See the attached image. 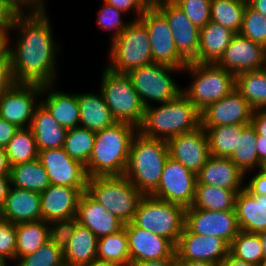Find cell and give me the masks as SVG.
Wrapping results in <instances>:
<instances>
[{"instance_id": "62", "label": "cell", "mask_w": 266, "mask_h": 266, "mask_svg": "<svg viewBox=\"0 0 266 266\" xmlns=\"http://www.w3.org/2000/svg\"><path fill=\"white\" fill-rule=\"evenodd\" d=\"M176 266H220L216 263L181 260L176 255Z\"/></svg>"}, {"instance_id": "1", "label": "cell", "mask_w": 266, "mask_h": 266, "mask_svg": "<svg viewBox=\"0 0 266 266\" xmlns=\"http://www.w3.org/2000/svg\"><path fill=\"white\" fill-rule=\"evenodd\" d=\"M48 19L46 12L23 13L16 17L9 28L11 31L15 28L20 31L14 48H10L17 83L55 85L59 45L54 43Z\"/></svg>"}, {"instance_id": "64", "label": "cell", "mask_w": 266, "mask_h": 266, "mask_svg": "<svg viewBox=\"0 0 266 266\" xmlns=\"http://www.w3.org/2000/svg\"><path fill=\"white\" fill-rule=\"evenodd\" d=\"M258 235L262 243L264 259H266V230L259 232Z\"/></svg>"}, {"instance_id": "8", "label": "cell", "mask_w": 266, "mask_h": 266, "mask_svg": "<svg viewBox=\"0 0 266 266\" xmlns=\"http://www.w3.org/2000/svg\"><path fill=\"white\" fill-rule=\"evenodd\" d=\"M99 91L117 122H126L137 128L142 125L145 106L126 74L113 72L106 65Z\"/></svg>"}, {"instance_id": "22", "label": "cell", "mask_w": 266, "mask_h": 266, "mask_svg": "<svg viewBox=\"0 0 266 266\" xmlns=\"http://www.w3.org/2000/svg\"><path fill=\"white\" fill-rule=\"evenodd\" d=\"M83 192H86V189L50 184L40 193L41 220L51 222L77 217L78 202Z\"/></svg>"}, {"instance_id": "59", "label": "cell", "mask_w": 266, "mask_h": 266, "mask_svg": "<svg viewBox=\"0 0 266 266\" xmlns=\"http://www.w3.org/2000/svg\"><path fill=\"white\" fill-rule=\"evenodd\" d=\"M10 186V176H0V209L5 203Z\"/></svg>"}, {"instance_id": "43", "label": "cell", "mask_w": 266, "mask_h": 266, "mask_svg": "<svg viewBox=\"0 0 266 266\" xmlns=\"http://www.w3.org/2000/svg\"><path fill=\"white\" fill-rule=\"evenodd\" d=\"M16 266H65L64 252L47 241L36 252L20 257Z\"/></svg>"}, {"instance_id": "19", "label": "cell", "mask_w": 266, "mask_h": 266, "mask_svg": "<svg viewBox=\"0 0 266 266\" xmlns=\"http://www.w3.org/2000/svg\"><path fill=\"white\" fill-rule=\"evenodd\" d=\"M217 65L235 76L266 67V48L236 33Z\"/></svg>"}, {"instance_id": "23", "label": "cell", "mask_w": 266, "mask_h": 266, "mask_svg": "<svg viewBox=\"0 0 266 266\" xmlns=\"http://www.w3.org/2000/svg\"><path fill=\"white\" fill-rule=\"evenodd\" d=\"M0 218L14 225L41 220L40 193L10 187L5 203L0 209Z\"/></svg>"}, {"instance_id": "49", "label": "cell", "mask_w": 266, "mask_h": 266, "mask_svg": "<svg viewBox=\"0 0 266 266\" xmlns=\"http://www.w3.org/2000/svg\"><path fill=\"white\" fill-rule=\"evenodd\" d=\"M109 5L117 8L124 13H129L130 10L135 11L136 13V20L140 19L142 14L152 5L150 0H104Z\"/></svg>"}, {"instance_id": "61", "label": "cell", "mask_w": 266, "mask_h": 266, "mask_svg": "<svg viewBox=\"0 0 266 266\" xmlns=\"http://www.w3.org/2000/svg\"><path fill=\"white\" fill-rule=\"evenodd\" d=\"M220 266H256V265L243 260H239L233 257L229 253V255L220 263Z\"/></svg>"}, {"instance_id": "48", "label": "cell", "mask_w": 266, "mask_h": 266, "mask_svg": "<svg viewBox=\"0 0 266 266\" xmlns=\"http://www.w3.org/2000/svg\"><path fill=\"white\" fill-rule=\"evenodd\" d=\"M16 225L0 218V265L7 266V259L16 260Z\"/></svg>"}, {"instance_id": "46", "label": "cell", "mask_w": 266, "mask_h": 266, "mask_svg": "<svg viewBox=\"0 0 266 266\" xmlns=\"http://www.w3.org/2000/svg\"><path fill=\"white\" fill-rule=\"evenodd\" d=\"M48 224H50L48 225L49 241L64 251L69 244L76 226L79 224L78 218L57 219L48 222Z\"/></svg>"}, {"instance_id": "58", "label": "cell", "mask_w": 266, "mask_h": 266, "mask_svg": "<svg viewBox=\"0 0 266 266\" xmlns=\"http://www.w3.org/2000/svg\"><path fill=\"white\" fill-rule=\"evenodd\" d=\"M256 150L258 153L259 169H260L261 165L264 162H266V137L265 136L257 135Z\"/></svg>"}, {"instance_id": "20", "label": "cell", "mask_w": 266, "mask_h": 266, "mask_svg": "<svg viewBox=\"0 0 266 266\" xmlns=\"http://www.w3.org/2000/svg\"><path fill=\"white\" fill-rule=\"evenodd\" d=\"M169 156L197 174L209 159L210 149L205 129L183 133L167 140Z\"/></svg>"}, {"instance_id": "6", "label": "cell", "mask_w": 266, "mask_h": 266, "mask_svg": "<svg viewBox=\"0 0 266 266\" xmlns=\"http://www.w3.org/2000/svg\"><path fill=\"white\" fill-rule=\"evenodd\" d=\"M183 70L189 72L193 80L182 93L200 112L236 88L235 75L217 64L189 62Z\"/></svg>"}, {"instance_id": "28", "label": "cell", "mask_w": 266, "mask_h": 266, "mask_svg": "<svg viewBox=\"0 0 266 266\" xmlns=\"http://www.w3.org/2000/svg\"><path fill=\"white\" fill-rule=\"evenodd\" d=\"M235 212L240 230L259 233L266 230V196L251 195L245 189L235 200Z\"/></svg>"}, {"instance_id": "12", "label": "cell", "mask_w": 266, "mask_h": 266, "mask_svg": "<svg viewBox=\"0 0 266 266\" xmlns=\"http://www.w3.org/2000/svg\"><path fill=\"white\" fill-rule=\"evenodd\" d=\"M196 184L197 174L169 156L160 183L151 196L186 209L193 204Z\"/></svg>"}, {"instance_id": "33", "label": "cell", "mask_w": 266, "mask_h": 266, "mask_svg": "<svg viewBox=\"0 0 266 266\" xmlns=\"http://www.w3.org/2000/svg\"><path fill=\"white\" fill-rule=\"evenodd\" d=\"M235 84L254 110H266V67L238 73Z\"/></svg>"}, {"instance_id": "27", "label": "cell", "mask_w": 266, "mask_h": 266, "mask_svg": "<svg viewBox=\"0 0 266 266\" xmlns=\"http://www.w3.org/2000/svg\"><path fill=\"white\" fill-rule=\"evenodd\" d=\"M236 33L209 21L200 29L197 57L192 62L217 64Z\"/></svg>"}, {"instance_id": "15", "label": "cell", "mask_w": 266, "mask_h": 266, "mask_svg": "<svg viewBox=\"0 0 266 266\" xmlns=\"http://www.w3.org/2000/svg\"><path fill=\"white\" fill-rule=\"evenodd\" d=\"M38 160L53 185L86 189L88 175L85 166L72 159L63 147L39 151Z\"/></svg>"}, {"instance_id": "9", "label": "cell", "mask_w": 266, "mask_h": 266, "mask_svg": "<svg viewBox=\"0 0 266 266\" xmlns=\"http://www.w3.org/2000/svg\"><path fill=\"white\" fill-rule=\"evenodd\" d=\"M132 222L137 227L167 238L176 246L185 226V208L144 195Z\"/></svg>"}, {"instance_id": "13", "label": "cell", "mask_w": 266, "mask_h": 266, "mask_svg": "<svg viewBox=\"0 0 266 266\" xmlns=\"http://www.w3.org/2000/svg\"><path fill=\"white\" fill-rule=\"evenodd\" d=\"M43 85L16 83L0 95V116L18 128H29L42 94ZM37 101V104L35 105Z\"/></svg>"}, {"instance_id": "47", "label": "cell", "mask_w": 266, "mask_h": 266, "mask_svg": "<svg viewBox=\"0 0 266 266\" xmlns=\"http://www.w3.org/2000/svg\"><path fill=\"white\" fill-rule=\"evenodd\" d=\"M122 14H124L123 11L118 10L106 2L103 3L102 8L98 12V17L96 19L97 24L100 28H102V30L114 31L112 40L116 39L129 25L130 21H127L128 23H124L122 20Z\"/></svg>"}, {"instance_id": "21", "label": "cell", "mask_w": 266, "mask_h": 266, "mask_svg": "<svg viewBox=\"0 0 266 266\" xmlns=\"http://www.w3.org/2000/svg\"><path fill=\"white\" fill-rule=\"evenodd\" d=\"M124 228L128 237L131 264L169 258L175 253V245L165 237L137 227L133 222L124 224Z\"/></svg>"}, {"instance_id": "67", "label": "cell", "mask_w": 266, "mask_h": 266, "mask_svg": "<svg viewBox=\"0 0 266 266\" xmlns=\"http://www.w3.org/2000/svg\"><path fill=\"white\" fill-rule=\"evenodd\" d=\"M257 266H266V259H263Z\"/></svg>"}, {"instance_id": "63", "label": "cell", "mask_w": 266, "mask_h": 266, "mask_svg": "<svg viewBox=\"0 0 266 266\" xmlns=\"http://www.w3.org/2000/svg\"><path fill=\"white\" fill-rule=\"evenodd\" d=\"M247 5L263 16H266V0H249Z\"/></svg>"}, {"instance_id": "42", "label": "cell", "mask_w": 266, "mask_h": 266, "mask_svg": "<svg viewBox=\"0 0 266 266\" xmlns=\"http://www.w3.org/2000/svg\"><path fill=\"white\" fill-rule=\"evenodd\" d=\"M229 253L256 266L264 259L262 243L258 233L240 230L229 246Z\"/></svg>"}, {"instance_id": "53", "label": "cell", "mask_w": 266, "mask_h": 266, "mask_svg": "<svg viewBox=\"0 0 266 266\" xmlns=\"http://www.w3.org/2000/svg\"><path fill=\"white\" fill-rule=\"evenodd\" d=\"M18 15L7 0H0V27L10 28Z\"/></svg>"}, {"instance_id": "68", "label": "cell", "mask_w": 266, "mask_h": 266, "mask_svg": "<svg viewBox=\"0 0 266 266\" xmlns=\"http://www.w3.org/2000/svg\"><path fill=\"white\" fill-rule=\"evenodd\" d=\"M240 1H243V2H245V3H248V2H249V0H240Z\"/></svg>"}, {"instance_id": "57", "label": "cell", "mask_w": 266, "mask_h": 266, "mask_svg": "<svg viewBox=\"0 0 266 266\" xmlns=\"http://www.w3.org/2000/svg\"><path fill=\"white\" fill-rule=\"evenodd\" d=\"M8 31H10L9 28L0 27V59H4L10 53Z\"/></svg>"}, {"instance_id": "34", "label": "cell", "mask_w": 266, "mask_h": 266, "mask_svg": "<svg viewBox=\"0 0 266 266\" xmlns=\"http://www.w3.org/2000/svg\"><path fill=\"white\" fill-rule=\"evenodd\" d=\"M241 190H228L207 184H196L192 208L211 211L235 210L237 193Z\"/></svg>"}, {"instance_id": "10", "label": "cell", "mask_w": 266, "mask_h": 266, "mask_svg": "<svg viewBox=\"0 0 266 266\" xmlns=\"http://www.w3.org/2000/svg\"><path fill=\"white\" fill-rule=\"evenodd\" d=\"M181 70L170 65L151 63L133 69L126 75L146 108L150 106L151 101L161 104L177 98L182 93V88L170 76L171 72Z\"/></svg>"}, {"instance_id": "29", "label": "cell", "mask_w": 266, "mask_h": 266, "mask_svg": "<svg viewBox=\"0 0 266 266\" xmlns=\"http://www.w3.org/2000/svg\"><path fill=\"white\" fill-rule=\"evenodd\" d=\"M78 104L80 109V127L98 132L117 123L100 91L99 94L91 92L86 94L79 93Z\"/></svg>"}, {"instance_id": "65", "label": "cell", "mask_w": 266, "mask_h": 266, "mask_svg": "<svg viewBox=\"0 0 266 266\" xmlns=\"http://www.w3.org/2000/svg\"><path fill=\"white\" fill-rule=\"evenodd\" d=\"M86 266H119L113 263H106V262H99V261H94L90 263L89 265Z\"/></svg>"}, {"instance_id": "55", "label": "cell", "mask_w": 266, "mask_h": 266, "mask_svg": "<svg viewBox=\"0 0 266 266\" xmlns=\"http://www.w3.org/2000/svg\"><path fill=\"white\" fill-rule=\"evenodd\" d=\"M251 124L255 128L257 135L266 137V110H254Z\"/></svg>"}, {"instance_id": "4", "label": "cell", "mask_w": 266, "mask_h": 266, "mask_svg": "<svg viewBox=\"0 0 266 266\" xmlns=\"http://www.w3.org/2000/svg\"><path fill=\"white\" fill-rule=\"evenodd\" d=\"M200 126V111L181 93L177 98L161 103L158 107H146L144 120L138 131L146 137L167 141Z\"/></svg>"}, {"instance_id": "11", "label": "cell", "mask_w": 266, "mask_h": 266, "mask_svg": "<svg viewBox=\"0 0 266 266\" xmlns=\"http://www.w3.org/2000/svg\"><path fill=\"white\" fill-rule=\"evenodd\" d=\"M139 20L149 34L153 63L170 65L183 71L189 62L178 52L166 18L151 5Z\"/></svg>"}, {"instance_id": "52", "label": "cell", "mask_w": 266, "mask_h": 266, "mask_svg": "<svg viewBox=\"0 0 266 266\" xmlns=\"http://www.w3.org/2000/svg\"><path fill=\"white\" fill-rule=\"evenodd\" d=\"M245 185L244 189L251 195L266 196V175L261 170L252 176V179L249 180V183Z\"/></svg>"}, {"instance_id": "2", "label": "cell", "mask_w": 266, "mask_h": 266, "mask_svg": "<svg viewBox=\"0 0 266 266\" xmlns=\"http://www.w3.org/2000/svg\"><path fill=\"white\" fill-rule=\"evenodd\" d=\"M137 132L135 125L126 122H117L96 132L94 147L85 166L88 177L123 175L130 145Z\"/></svg>"}, {"instance_id": "60", "label": "cell", "mask_w": 266, "mask_h": 266, "mask_svg": "<svg viewBox=\"0 0 266 266\" xmlns=\"http://www.w3.org/2000/svg\"><path fill=\"white\" fill-rule=\"evenodd\" d=\"M10 169L5 148H0V176H10Z\"/></svg>"}, {"instance_id": "24", "label": "cell", "mask_w": 266, "mask_h": 266, "mask_svg": "<svg viewBox=\"0 0 266 266\" xmlns=\"http://www.w3.org/2000/svg\"><path fill=\"white\" fill-rule=\"evenodd\" d=\"M79 224L89 228L98 238L114 234L124 228V223L102 205L83 192L77 208Z\"/></svg>"}, {"instance_id": "3", "label": "cell", "mask_w": 266, "mask_h": 266, "mask_svg": "<svg viewBox=\"0 0 266 266\" xmlns=\"http://www.w3.org/2000/svg\"><path fill=\"white\" fill-rule=\"evenodd\" d=\"M169 157L167 141L149 138L137 132L132 139L124 176L143 194L158 187Z\"/></svg>"}, {"instance_id": "17", "label": "cell", "mask_w": 266, "mask_h": 266, "mask_svg": "<svg viewBox=\"0 0 266 266\" xmlns=\"http://www.w3.org/2000/svg\"><path fill=\"white\" fill-rule=\"evenodd\" d=\"M254 109L235 88L225 97L209 104L201 114L202 127L251 124Z\"/></svg>"}, {"instance_id": "35", "label": "cell", "mask_w": 266, "mask_h": 266, "mask_svg": "<svg viewBox=\"0 0 266 266\" xmlns=\"http://www.w3.org/2000/svg\"><path fill=\"white\" fill-rule=\"evenodd\" d=\"M48 225L43 220L16 224V259L36 252L49 241Z\"/></svg>"}, {"instance_id": "36", "label": "cell", "mask_w": 266, "mask_h": 266, "mask_svg": "<svg viewBox=\"0 0 266 266\" xmlns=\"http://www.w3.org/2000/svg\"><path fill=\"white\" fill-rule=\"evenodd\" d=\"M97 261L119 266H131L128 237L125 228L98 239Z\"/></svg>"}, {"instance_id": "31", "label": "cell", "mask_w": 266, "mask_h": 266, "mask_svg": "<svg viewBox=\"0 0 266 266\" xmlns=\"http://www.w3.org/2000/svg\"><path fill=\"white\" fill-rule=\"evenodd\" d=\"M98 237L86 227L78 224L64 249L66 266H86L97 261Z\"/></svg>"}, {"instance_id": "44", "label": "cell", "mask_w": 266, "mask_h": 266, "mask_svg": "<svg viewBox=\"0 0 266 266\" xmlns=\"http://www.w3.org/2000/svg\"><path fill=\"white\" fill-rule=\"evenodd\" d=\"M239 33L266 48V16L246 5Z\"/></svg>"}, {"instance_id": "51", "label": "cell", "mask_w": 266, "mask_h": 266, "mask_svg": "<svg viewBox=\"0 0 266 266\" xmlns=\"http://www.w3.org/2000/svg\"><path fill=\"white\" fill-rule=\"evenodd\" d=\"M7 1L19 14H23L27 11V8L25 7L28 8L30 7L31 11L28 9V13H43L46 11L45 10L46 5H44L45 2L44 0H7Z\"/></svg>"}, {"instance_id": "40", "label": "cell", "mask_w": 266, "mask_h": 266, "mask_svg": "<svg viewBox=\"0 0 266 266\" xmlns=\"http://www.w3.org/2000/svg\"><path fill=\"white\" fill-rule=\"evenodd\" d=\"M10 166L38 159L39 150L30 128H19L5 147Z\"/></svg>"}, {"instance_id": "26", "label": "cell", "mask_w": 266, "mask_h": 266, "mask_svg": "<svg viewBox=\"0 0 266 266\" xmlns=\"http://www.w3.org/2000/svg\"><path fill=\"white\" fill-rule=\"evenodd\" d=\"M53 89H55L53 84L43 85V94H46L49 90L51 92H48L46 99H43L44 101L41 100L40 103L62 127H65L67 130L79 127L80 109L78 104V93L68 94Z\"/></svg>"}, {"instance_id": "32", "label": "cell", "mask_w": 266, "mask_h": 266, "mask_svg": "<svg viewBox=\"0 0 266 266\" xmlns=\"http://www.w3.org/2000/svg\"><path fill=\"white\" fill-rule=\"evenodd\" d=\"M10 183L11 186L38 193L50 186L48 174L38 159L11 166Z\"/></svg>"}, {"instance_id": "39", "label": "cell", "mask_w": 266, "mask_h": 266, "mask_svg": "<svg viewBox=\"0 0 266 266\" xmlns=\"http://www.w3.org/2000/svg\"><path fill=\"white\" fill-rule=\"evenodd\" d=\"M246 5L240 0H211L210 21L239 33Z\"/></svg>"}, {"instance_id": "16", "label": "cell", "mask_w": 266, "mask_h": 266, "mask_svg": "<svg viewBox=\"0 0 266 266\" xmlns=\"http://www.w3.org/2000/svg\"><path fill=\"white\" fill-rule=\"evenodd\" d=\"M152 5L166 18L178 52L192 62L198 54L200 29L171 0H157Z\"/></svg>"}, {"instance_id": "50", "label": "cell", "mask_w": 266, "mask_h": 266, "mask_svg": "<svg viewBox=\"0 0 266 266\" xmlns=\"http://www.w3.org/2000/svg\"><path fill=\"white\" fill-rule=\"evenodd\" d=\"M16 83L9 53L4 59H0V95Z\"/></svg>"}, {"instance_id": "25", "label": "cell", "mask_w": 266, "mask_h": 266, "mask_svg": "<svg viewBox=\"0 0 266 266\" xmlns=\"http://www.w3.org/2000/svg\"><path fill=\"white\" fill-rule=\"evenodd\" d=\"M244 178L245 174L229 158L210 156L197 173V184L243 190Z\"/></svg>"}, {"instance_id": "66", "label": "cell", "mask_w": 266, "mask_h": 266, "mask_svg": "<svg viewBox=\"0 0 266 266\" xmlns=\"http://www.w3.org/2000/svg\"><path fill=\"white\" fill-rule=\"evenodd\" d=\"M260 170L266 175V162L261 165Z\"/></svg>"}, {"instance_id": "54", "label": "cell", "mask_w": 266, "mask_h": 266, "mask_svg": "<svg viewBox=\"0 0 266 266\" xmlns=\"http://www.w3.org/2000/svg\"><path fill=\"white\" fill-rule=\"evenodd\" d=\"M19 128L0 116V148H5Z\"/></svg>"}, {"instance_id": "38", "label": "cell", "mask_w": 266, "mask_h": 266, "mask_svg": "<svg viewBox=\"0 0 266 266\" xmlns=\"http://www.w3.org/2000/svg\"><path fill=\"white\" fill-rule=\"evenodd\" d=\"M257 133L252 124H248L242 134H238L237 147L229 159L246 175L253 169H259L256 150Z\"/></svg>"}, {"instance_id": "14", "label": "cell", "mask_w": 266, "mask_h": 266, "mask_svg": "<svg viewBox=\"0 0 266 266\" xmlns=\"http://www.w3.org/2000/svg\"><path fill=\"white\" fill-rule=\"evenodd\" d=\"M185 226L199 235H212L229 246L240 232L235 210L211 211L188 207L185 209Z\"/></svg>"}, {"instance_id": "37", "label": "cell", "mask_w": 266, "mask_h": 266, "mask_svg": "<svg viewBox=\"0 0 266 266\" xmlns=\"http://www.w3.org/2000/svg\"><path fill=\"white\" fill-rule=\"evenodd\" d=\"M248 124L224 125L217 127H203L205 129L210 155L229 158L237 147L238 134Z\"/></svg>"}, {"instance_id": "7", "label": "cell", "mask_w": 266, "mask_h": 266, "mask_svg": "<svg viewBox=\"0 0 266 266\" xmlns=\"http://www.w3.org/2000/svg\"><path fill=\"white\" fill-rule=\"evenodd\" d=\"M108 69L121 74L153 63L150 38L146 26L134 18L110 43Z\"/></svg>"}, {"instance_id": "30", "label": "cell", "mask_w": 266, "mask_h": 266, "mask_svg": "<svg viewBox=\"0 0 266 266\" xmlns=\"http://www.w3.org/2000/svg\"><path fill=\"white\" fill-rule=\"evenodd\" d=\"M29 128L34 134L39 151L64 146L67 129L58 124L40 101Z\"/></svg>"}, {"instance_id": "56", "label": "cell", "mask_w": 266, "mask_h": 266, "mask_svg": "<svg viewBox=\"0 0 266 266\" xmlns=\"http://www.w3.org/2000/svg\"><path fill=\"white\" fill-rule=\"evenodd\" d=\"M131 266H176V252L169 258L133 262Z\"/></svg>"}, {"instance_id": "5", "label": "cell", "mask_w": 266, "mask_h": 266, "mask_svg": "<svg viewBox=\"0 0 266 266\" xmlns=\"http://www.w3.org/2000/svg\"><path fill=\"white\" fill-rule=\"evenodd\" d=\"M86 193L124 224L132 222L144 196L124 175L89 177Z\"/></svg>"}, {"instance_id": "45", "label": "cell", "mask_w": 266, "mask_h": 266, "mask_svg": "<svg viewBox=\"0 0 266 266\" xmlns=\"http://www.w3.org/2000/svg\"><path fill=\"white\" fill-rule=\"evenodd\" d=\"M199 29L210 21L211 0H171Z\"/></svg>"}, {"instance_id": "41", "label": "cell", "mask_w": 266, "mask_h": 266, "mask_svg": "<svg viewBox=\"0 0 266 266\" xmlns=\"http://www.w3.org/2000/svg\"><path fill=\"white\" fill-rule=\"evenodd\" d=\"M95 134L96 132L80 126L68 129L63 146L65 152L86 166L94 147Z\"/></svg>"}, {"instance_id": "18", "label": "cell", "mask_w": 266, "mask_h": 266, "mask_svg": "<svg viewBox=\"0 0 266 266\" xmlns=\"http://www.w3.org/2000/svg\"><path fill=\"white\" fill-rule=\"evenodd\" d=\"M179 259L202 261L219 264L229 255V245L222 239L192 233L184 226L179 241L175 246Z\"/></svg>"}]
</instances>
